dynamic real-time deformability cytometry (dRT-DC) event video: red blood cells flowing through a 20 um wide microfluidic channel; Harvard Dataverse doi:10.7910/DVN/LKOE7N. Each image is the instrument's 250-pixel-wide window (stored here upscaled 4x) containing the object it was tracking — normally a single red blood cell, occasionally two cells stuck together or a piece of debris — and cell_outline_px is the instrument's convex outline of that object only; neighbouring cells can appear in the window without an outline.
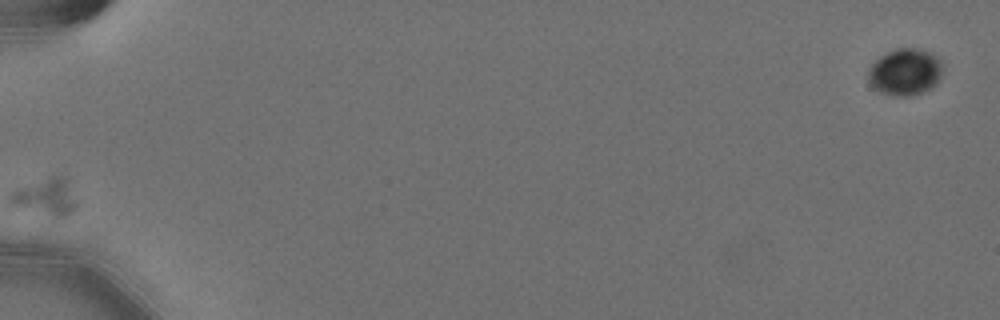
{"species": "Egyptian fruit bat (a non-hibernating species)", "species_latin": "Rousettus aegyptiacus", "temperature_condition": "cold", "stored_images_in_passage": 61, "camera_frame_rate_fps": 3000, "um_per_image_px": 0.085, "animal": {"sex": "female"}, "frame": {"image": 1, "passage_image": 1, "time_ms": 0.0, "image_size_px": [1000, 320], "cell_outline_px": [[940, 76], [936, 84], [920, 92], [908, 96], [892, 96], [880, 92], [872, 88], [868, 80], [868, 68], [880, 56], [896, 48], [912, 48], [928, 52], [936, 56], [940, 60]], "centroid_in_image_um": [76.87, 6.12], "position_along_channel_um": 8.1, "area_um2": 20.0}}
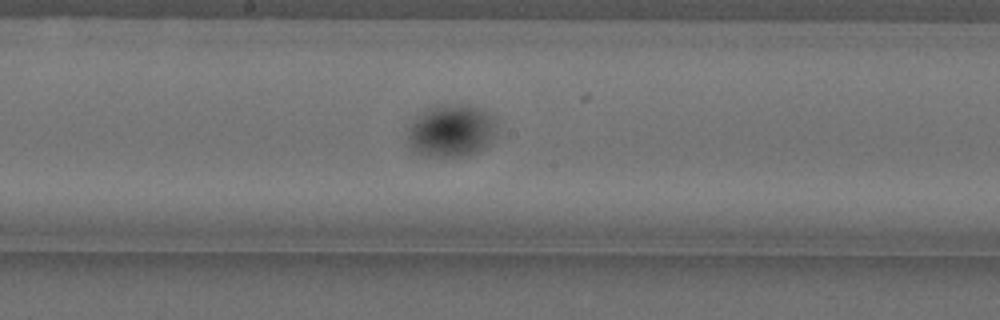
{"frame": {"image": 2, "passage_image": 34, "time_ms": 11.0, "image_size_px": [1000, 320], "cell_outline_px": [[496, 132], [488, 144], [484, 148], [476, 152], [464, 156], [436, 156], [420, 152], [412, 148], [408, 140], [408, 128], [416, 112], [436, 104], [468, 104], [480, 108], [488, 112], [496, 120]], "centroid_in_image_um": [38.36, 11.05], "position_along_channel_um": 209.8, "area_um2": 27.57}}
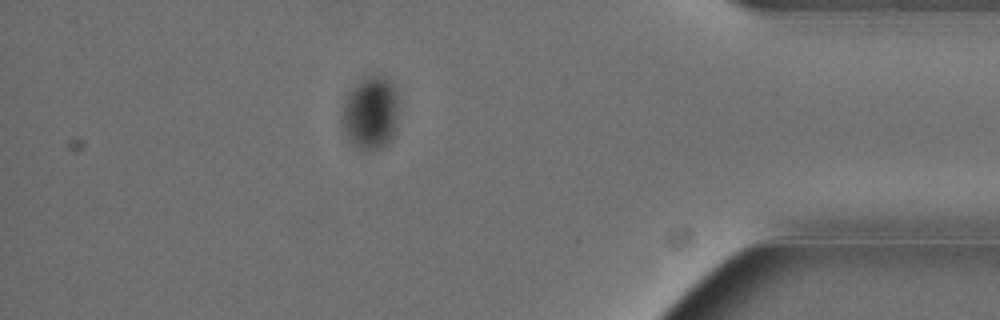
{"frame": {"image": 3, "passage_image": 54, "time_ms": 17.667, "image_size_px": [1000, 320], "cell_outline_px": [[396, 128], [392, 140], [388, 144], [372, 152], [364, 152], [356, 148], [348, 140], [344, 132], [340, 116], [344, 100], [348, 92], [360, 80], [368, 76], [380, 76], [388, 80], [396, 88]], "centroid_in_image_um": [31.46, 9.67], "position_along_channel_um": 403.7, "area_um2": 24.57}}